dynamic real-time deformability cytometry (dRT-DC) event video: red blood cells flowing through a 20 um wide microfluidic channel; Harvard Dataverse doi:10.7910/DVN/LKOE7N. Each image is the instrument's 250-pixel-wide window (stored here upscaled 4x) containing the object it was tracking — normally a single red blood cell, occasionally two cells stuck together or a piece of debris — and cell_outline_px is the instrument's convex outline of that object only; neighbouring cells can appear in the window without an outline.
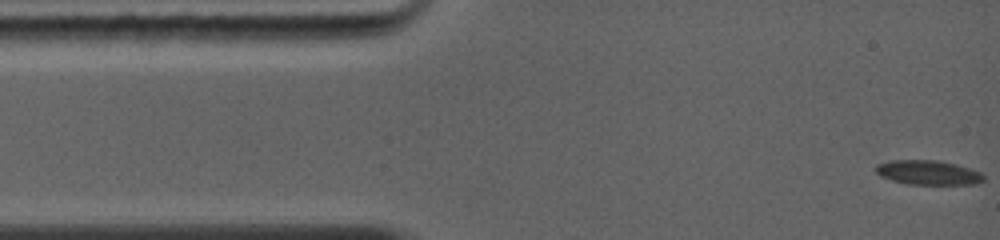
{"species": "common noctule bat (a hibernating species)", "species_latin": "Nyctalus noctula", "temperature_condition": "warm", "stored_images_in_passage": 37, "camera_frame_rate_fps": 5000, "um_per_image_px": 0.085, "animal": {"sex": "female", "body_mass_g": 19.0, "forearm_length_mm": 56.7}, "frame": {"image": 1, "passage_image": 1, "time_ms": 0.0, "image_size_px": [1000, 240], "cell_outline_px": [[984, 180], [972, 184], [908, 184], [892, 180], [880, 176], [876, 172], [876, 164], [892, 160], [940, 160], [956, 164], [980, 172], [984, 176]], "centroid_in_image_um": [78.87, 14.66], "position_along_channel_um": 6.1, "area_um2": 15.26}}
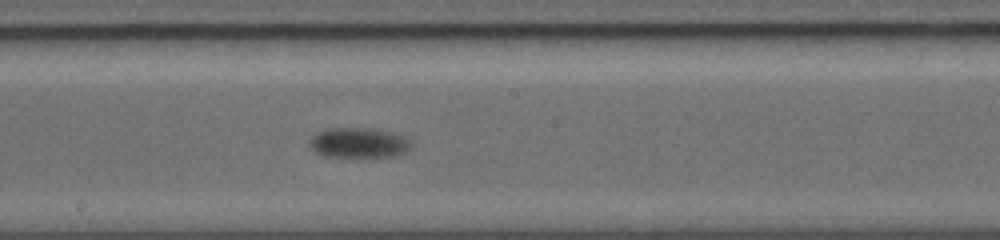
{"frame": {"image": 2, "passage_image": 19, "time_ms": 7.0, "image_size_px": [1000, 240], "cell_outline_px": [[412, 148], [404, 152], [392, 156], [324, 156], [316, 152], [308, 144], [308, 140], [316, 132], [328, 128], [368, 128], [388, 132], [404, 136], [412, 140]], "centroid_in_image_um": [30.47, 12.12], "position_along_channel_um": 217.7, "area_um2": 17.74}}
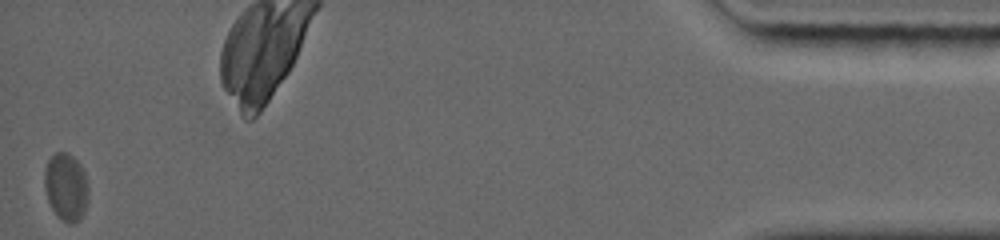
{"frame": {"image": 3, "passage_image": 37, "time_ms": 15.4, "image_size_px": [1000, 240], "cell_outline_px": [[88, 200], [84, 212], [72, 224], [68, 224], [56, 216], [48, 200], [44, 188], [44, 172], [48, 160], [56, 152], [68, 152], [80, 164], [84, 172], [88, 184]], "centroid_in_image_um": [5.61, 15.88], "position_along_channel_um": 429.6, "area_um2": 17.34}, "authors_computed_cell_mechanics": {"area_um2": 16.8776, "velocity_mm_per_s": 4.1369, "shape_relaxation_time_tau1_ms": 1.7813, "shape_relaxation_time_tau2_ms": null, "deformation_change_tau1": 0.0684, "deformation_change_tau2": null}}